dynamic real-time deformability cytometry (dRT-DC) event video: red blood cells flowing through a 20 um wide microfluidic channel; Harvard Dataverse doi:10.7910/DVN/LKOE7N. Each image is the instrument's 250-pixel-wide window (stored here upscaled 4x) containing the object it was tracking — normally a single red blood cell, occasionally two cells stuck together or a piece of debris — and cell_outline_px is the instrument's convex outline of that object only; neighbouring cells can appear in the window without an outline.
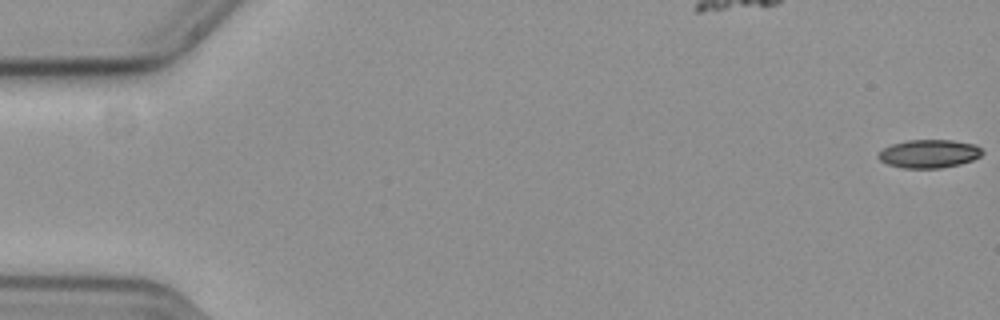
{"species": "common noctule bat (a hibernating species)", "species_latin": "Nyctalus noctula", "temperature_condition": "cold", "stored_images_in_passage": 18, "camera_frame_rate_fps": 3000, "um_per_image_px": 0.085, "animal": {"sex": "female", "body_mass_g": 19.3, "forearm_length_mm": 54.1}, "frame": {"image": 1, "passage_image": 1, "time_ms": 0.0, "image_size_px": [1000, 320], "cell_outline_px": [[984, 152], [980, 156], [972, 160], [960, 164], [940, 168], [900, 168], [888, 164], [880, 160], [876, 156], [884, 148], [892, 144], [908, 140], [952, 140], [976, 144]], "centroid_in_image_um": [78.97, 13.07], "position_along_channel_um": 6.0, "area_um2": 17.17}}